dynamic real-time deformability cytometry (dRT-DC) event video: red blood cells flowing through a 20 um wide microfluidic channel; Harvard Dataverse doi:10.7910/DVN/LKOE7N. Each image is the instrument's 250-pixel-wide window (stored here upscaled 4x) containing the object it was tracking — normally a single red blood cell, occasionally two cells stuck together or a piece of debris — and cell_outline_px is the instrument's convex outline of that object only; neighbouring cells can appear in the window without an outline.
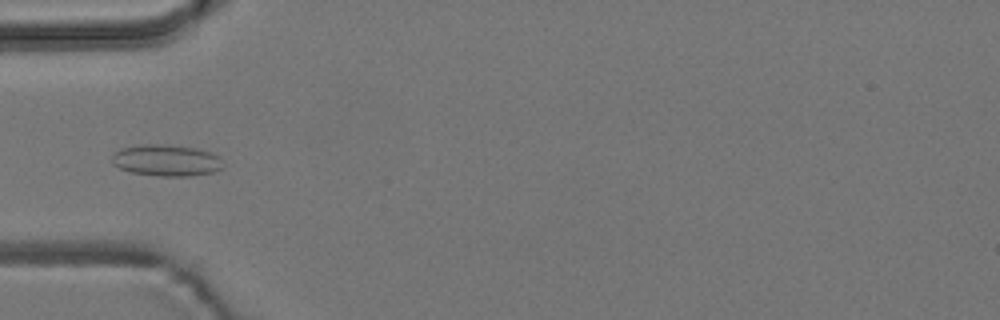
{"species": "common noctule bat (a hibernating species)", "species_latin": "Nyctalus noctula", "temperature_condition": "room temperature", "stored_images_in_passage": 6, "camera_frame_rate_fps": 3000, "um_per_image_px": 0.085, "animal": {"sex": "male", "body_mass_g": 19.2, "forearm_length_mm": 51.8}, "frame": {"image": 1, "passage_image": 5, "time_ms": 4.667, "image_size_px": [1000, 320], "cell_outline_px": [[224, 164], [220, 168], [212, 172], [188, 176], [160, 176], [132, 172], [120, 168], [112, 164], [112, 156], [120, 148], [144, 144], [160, 144], [196, 148], [212, 152], [220, 156]], "centroid_in_image_um": [14.15, 13.62], "position_along_channel_um": 70.8, "area_um2": 20.35}}
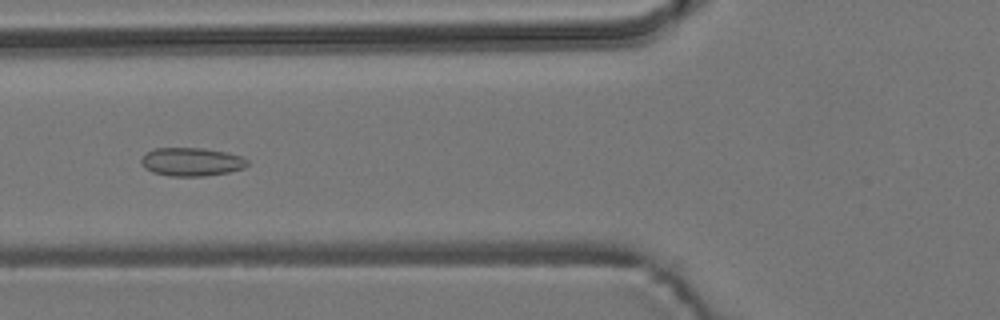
{"frame": {"image": 2, "passage_image": 6, "time_ms": 5.667, "image_size_px": [1000, 320], "cell_outline_px": [[248, 164], [244, 168], [228, 172], [204, 176], [172, 176], [152, 172], [144, 168], [140, 160], [148, 152], [156, 148], [204, 148], [244, 156], [248, 160]], "centroid_in_image_um": [16.3, 13.76], "position_along_channel_um": 109.5, "area_um2": 17.51}}